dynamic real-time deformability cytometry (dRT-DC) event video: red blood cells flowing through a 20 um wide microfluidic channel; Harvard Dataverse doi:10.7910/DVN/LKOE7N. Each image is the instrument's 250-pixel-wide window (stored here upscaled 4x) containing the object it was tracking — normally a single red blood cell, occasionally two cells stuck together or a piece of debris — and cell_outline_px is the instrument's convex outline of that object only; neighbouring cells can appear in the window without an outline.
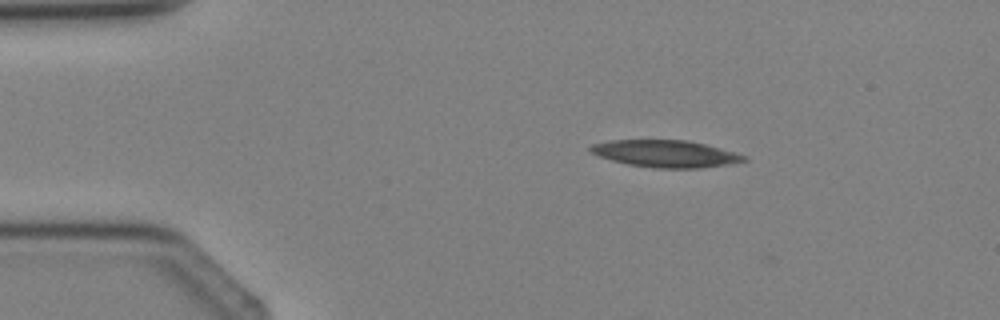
{"species": "Egyptian fruit bat (a non-hibernating species)", "species_latin": "Rousettus aegyptiacus", "temperature_condition": "cold", "stored_images_in_passage": 3, "camera_frame_rate_fps": 3000, "um_per_image_px": 0.085, "animal": {"sex": "female"}, "frame": {"image": 1, "passage_image": 2, "time_ms": 1.0, "image_size_px": [1000, 320], "cell_outline_px": [[748, 160], [732, 164], [700, 168], [656, 168], [628, 164], [596, 156], [588, 148], [592, 144], [612, 140], [688, 140], [704, 144], [748, 156]], "centroid_in_image_um": [56.58, 13.07], "position_along_channel_um": 28.4, "area_um2": 24.16}}